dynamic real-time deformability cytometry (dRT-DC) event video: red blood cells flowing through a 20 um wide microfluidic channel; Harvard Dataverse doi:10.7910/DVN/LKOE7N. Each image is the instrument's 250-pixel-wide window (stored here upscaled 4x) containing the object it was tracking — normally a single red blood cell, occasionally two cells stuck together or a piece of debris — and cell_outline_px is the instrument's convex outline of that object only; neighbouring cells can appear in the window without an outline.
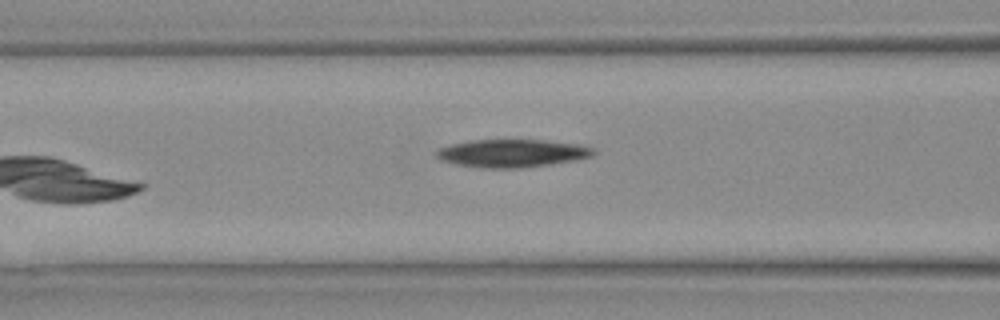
{"species": "Egyptian fruit bat (a non-hibernating species)", "species_latin": "Rousettus aegyptiacus", "temperature_condition": "warm", "stored_images_in_passage": 12, "camera_frame_rate_fps": 3000, "um_per_image_px": 0.085, "animal": {"sex": "female"}, "frame": {"image": 1, "passage_image": 12, "time_ms": 3.667, "image_size_px": [1000, 320], "cell_outline_px": [[596, 152], [592, 156], [576, 160], [520, 168], [480, 168], [456, 164], [440, 160], [436, 156], [436, 152], [440, 148], [448, 144], [472, 140], [544, 140], [580, 144], [596, 148]], "centroid_in_image_um": [43.53, 13.02], "position_along_channel_um": 123.1, "area_um2": 25.66}}